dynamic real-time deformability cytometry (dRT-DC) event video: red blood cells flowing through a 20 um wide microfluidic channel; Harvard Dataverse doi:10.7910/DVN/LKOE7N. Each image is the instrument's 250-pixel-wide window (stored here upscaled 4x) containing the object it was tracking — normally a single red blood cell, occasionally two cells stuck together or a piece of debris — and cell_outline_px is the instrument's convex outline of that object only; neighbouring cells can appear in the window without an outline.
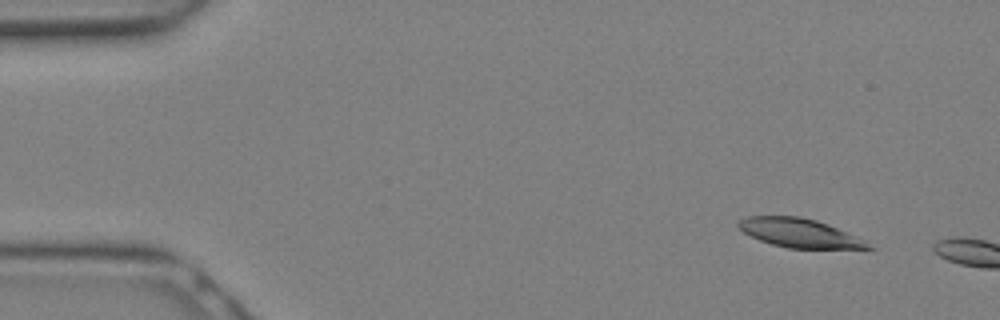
{"species": "Egyptian fruit bat (a non-hibernating species)", "species_latin": "Rousettus aegyptiacus", "temperature_condition": "warm", "stored_images_in_passage": 4, "camera_frame_rate_fps": 3000, "um_per_image_px": 0.085, "animal": {"sex": "female"}, "frame": {"image": 1, "passage_image": 2, "time_ms": 0.333, "image_size_px": [1000, 320], "cell_outline_px": [[876, 248], [788, 248], [772, 244], [760, 240], [744, 232], [736, 224], [740, 220], [748, 216], [800, 216], [816, 220], [828, 224], [868, 240]], "centroid_in_image_um": [68.02, 19.8], "position_along_channel_um": 17.0, "area_um2": 21.79}}